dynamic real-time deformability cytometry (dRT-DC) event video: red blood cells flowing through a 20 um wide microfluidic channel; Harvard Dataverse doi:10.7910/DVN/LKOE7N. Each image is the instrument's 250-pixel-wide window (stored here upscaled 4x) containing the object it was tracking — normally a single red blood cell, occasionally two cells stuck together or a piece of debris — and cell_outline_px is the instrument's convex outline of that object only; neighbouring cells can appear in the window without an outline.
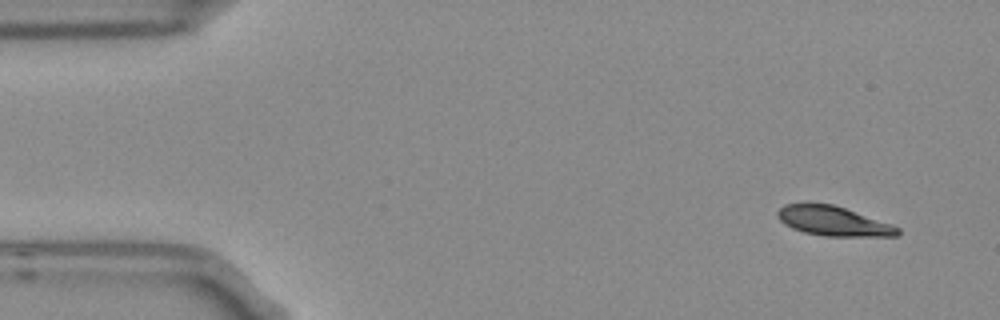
{"species": "Egyptian fruit bat (a non-hibernating species)", "species_latin": "Rousettus aegyptiacus", "temperature_condition": "room temperature", "stored_images_in_passage": 6, "camera_frame_rate_fps": 3000, "um_per_image_px": 0.085, "frame": {"image": 1, "passage_image": 1, "time_ms": 0.0, "image_size_px": [1000, 320], "cell_outline_px": [[900, 232], [896, 236], [824, 236], [804, 232], [792, 228], [780, 220], [776, 216], [776, 212], [784, 204], [832, 204], [892, 224], [900, 228]], "centroid_in_image_um": [70.83, 18.8], "position_along_channel_um": 14.2, "area_um2": 20.4}}
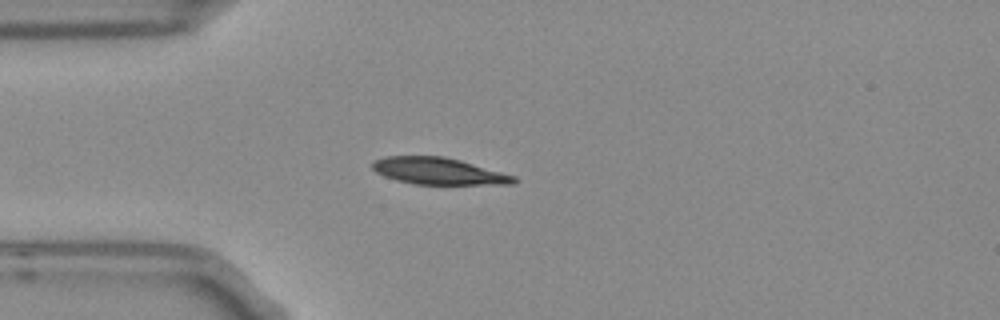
{"frame": {"image": 2, "passage_image": 4, "time_ms": 1.0, "image_size_px": [1000, 320], "cell_outline_px": [[520, 180], [512, 184], [416, 184], [396, 180], [384, 176], [376, 172], [372, 168], [372, 160], [384, 156], [444, 156], [460, 160], [516, 176]], "centroid_in_image_um": [37.26, 14.54], "position_along_channel_um": 47.7, "area_um2": 22.14}}